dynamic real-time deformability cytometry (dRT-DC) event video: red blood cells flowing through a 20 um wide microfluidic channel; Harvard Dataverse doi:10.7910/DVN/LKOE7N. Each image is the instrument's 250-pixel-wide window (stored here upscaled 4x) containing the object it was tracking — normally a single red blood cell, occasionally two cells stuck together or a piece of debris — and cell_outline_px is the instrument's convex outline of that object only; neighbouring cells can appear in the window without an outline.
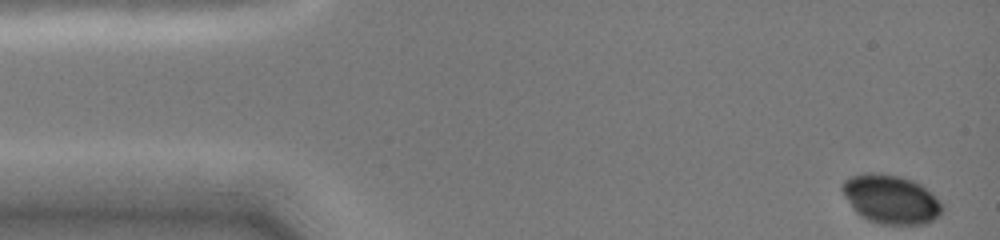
{"species": "common noctule bat (a hibernating species)", "species_latin": "Nyctalus noctula", "temperature_condition": "cold", "stored_images_in_passage": 56, "camera_frame_rate_fps": 3000, "um_per_image_px": 0.085, "animal": {"sex": "female", "body_mass_g": 19.0, "forearm_length_mm": 51.5}, "frame": {"image": 1, "passage_image": 1, "time_ms": 0.0, "image_size_px": [1000, 240], "cell_outline_px": [[944, 212], [936, 220], [928, 224], [880, 224], [868, 220], [860, 216], [852, 208], [844, 196], [840, 188], [844, 180], [852, 176], [868, 172], [872, 172], [900, 176], [912, 180], [920, 184], [932, 192], [944, 204]], "centroid_in_image_um": [75.76, 16.95], "position_along_channel_um": 9.2, "area_um2": 29.02}}
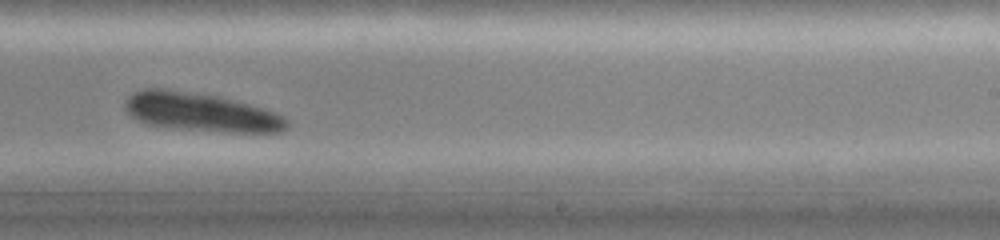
{"frame": {"image": 2, "passage_image": 36, "time_ms": 9.333, "image_size_px": [1000, 240], "cell_outline_px": [[288, 128], [280, 132], [228, 132], [172, 128], [148, 124], [136, 120], [124, 108], [124, 100], [132, 92], [144, 88], [164, 88], [220, 96], [264, 108], [276, 112], [284, 116], [288, 120]], "centroid_in_image_um": [17.06, 9.52], "position_along_channel_um": 271.9, "area_um2": 36.76}}
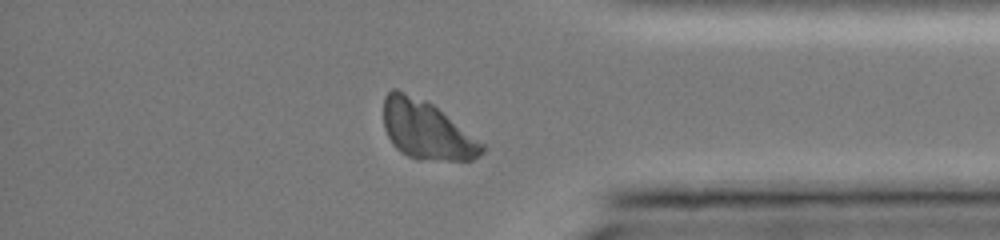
{"frame": {"image": 3, "passage_image": 49, "time_ms": 12.667, "image_size_px": [1000, 240], "cell_outline_px": [[484, 152], [472, 160], [416, 160], [400, 152], [392, 144], [384, 128], [384, 96], [392, 88], [396, 88], [424, 100], [432, 104], [484, 144]], "centroid_in_image_um": [36.22, 11.07], "position_along_channel_um": 399.0, "area_um2": 33.35}}